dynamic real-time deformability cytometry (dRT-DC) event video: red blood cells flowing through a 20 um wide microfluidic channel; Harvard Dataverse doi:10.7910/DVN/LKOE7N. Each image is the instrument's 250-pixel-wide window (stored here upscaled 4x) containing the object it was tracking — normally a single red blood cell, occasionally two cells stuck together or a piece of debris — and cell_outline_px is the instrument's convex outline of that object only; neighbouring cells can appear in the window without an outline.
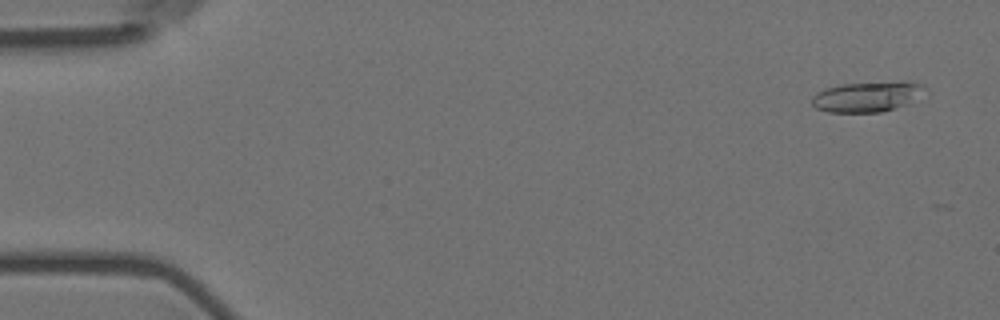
{"species": "Egyptian fruit bat (a non-hibernating species)", "species_latin": "Rousettus aegyptiacus", "temperature_condition": "room temperature", "stored_images_in_passage": 57, "camera_frame_rate_fps": 3000, "um_per_image_px": 0.085, "animal": {"sex": "female"}, "frame": {"image": 1, "passage_image": 3, "time_ms": 0.667, "image_size_px": [1000, 320], "cell_outline_px": [[928, 88], [904, 104], [880, 112], [828, 112], [816, 108], [812, 104], [812, 96], [816, 92], [824, 88], [840, 84], [904, 80], [924, 84]], "centroid_in_image_um": [73.65, 8.18], "position_along_channel_um": 11.3, "area_um2": 19.94}}
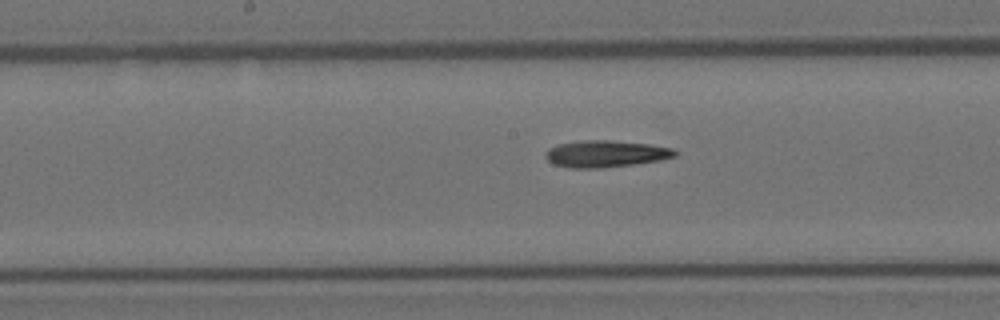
{"frame": {"image": 2, "passage_image": 29, "time_ms": 9.333, "image_size_px": [1000, 320], "cell_outline_px": [[680, 152], [676, 156], [660, 160], [632, 164], [600, 168], [568, 168], [556, 164], [548, 160], [544, 156], [544, 152], [548, 148], [560, 144], [584, 140], [608, 140], [648, 144], [672, 148]], "centroid_in_image_um": [51.48, 13.07], "position_along_channel_um": 196.7, "area_um2": 20.11}}
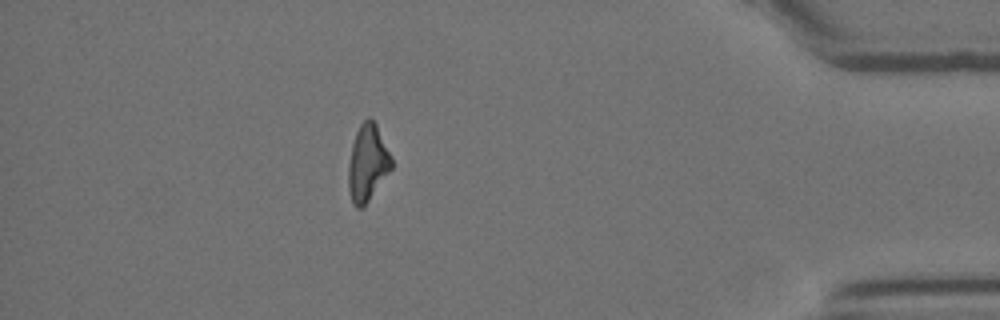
{"frame": {"image": 3, "passage_image": 50, "time_ms": 16.333, "image_size_px": [1000, 320], "cell_outline_px": [[392, 168], [368, 200], [360, 208], [356, 208], [352, 204], [348, 188], [348, 164], [352, 144], [356, 132], [360, 124], [368, 116], [376, 124], [392, 156]], "centroid_in_image_um": [31.23, 13.83], "position_along_channel_um": 404.0, "area_um2": 19.13}}